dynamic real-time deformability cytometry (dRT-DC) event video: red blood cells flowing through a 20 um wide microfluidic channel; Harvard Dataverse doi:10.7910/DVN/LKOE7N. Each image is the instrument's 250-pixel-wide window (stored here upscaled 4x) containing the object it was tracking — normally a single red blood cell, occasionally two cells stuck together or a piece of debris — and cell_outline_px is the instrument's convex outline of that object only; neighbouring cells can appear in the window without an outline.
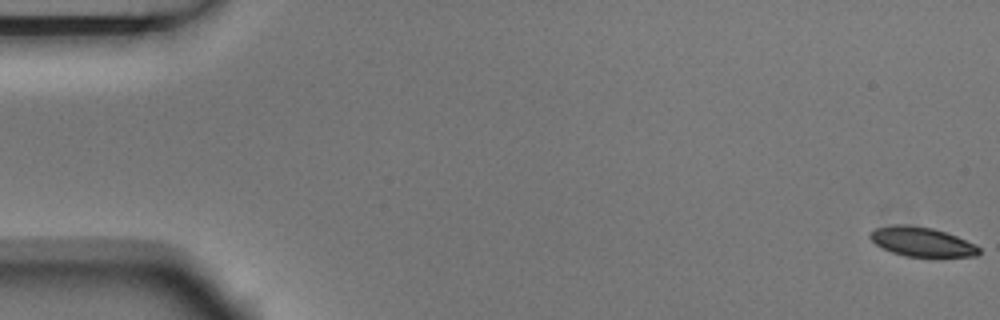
{"species": "Egyptian fruit bat (a non-hibernating species)", "species_latin": "Rousettus aegyptiacus", "temperature_condition": "room temperature", "stored_images_in_passage": 3, "camera_frame_rate_fps": 3000, "um_per_image_px": 0.085, "animal": {"sex": "male"}, "frame": {"image": 1, "passage_image": 1, "time_ms": 0.0, "image_size_px": [1000, 320], "cell_outline_px": [[980, 252], [976, 256], [904, 256], [892, 252], [876, 244], [868, 236], [868, 232], [876, 228], [892, 224], [904, 224], [932, 228], [956, 236], [976, 244], [980, 248]], "centroid_in_image_um": [78.32, 20.54], "position_along_channel_um": 6.7, "area_um2": 18.5}}